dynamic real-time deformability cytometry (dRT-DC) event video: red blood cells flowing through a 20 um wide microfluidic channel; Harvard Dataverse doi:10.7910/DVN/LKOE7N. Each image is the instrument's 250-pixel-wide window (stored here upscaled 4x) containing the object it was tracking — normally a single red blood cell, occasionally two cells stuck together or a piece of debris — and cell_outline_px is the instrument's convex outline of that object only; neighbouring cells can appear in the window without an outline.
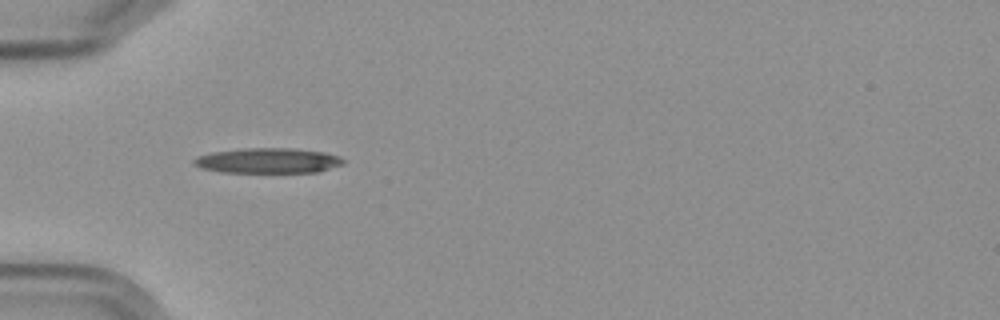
{"species": "Egyptian fruit bat (a non-hibernating species)", "species_latin": "Rousettus aegyptiacus", "temperature_condition": "cold", "stored_images_in_passage": 5, "camera_frame_rate_fps": 3000, "um_per_image_px": 0.085, "frame": {"image": 1, "passage_image": 4, "time_ms": 3.333, "image_size_px": [1000, 320], "cell_outline_px": [[344, 164], [320, 172], [220, 172], [200, 168], [192, 164], [192, 160], [200, 156], [212, 152], [248, 148], [288, 148], [324, 152], [340, 156], [344, 160]], "centroid_in_image_um": [22.79, 13.66], "position_along_channel_um": 62.2, "area_um2": 21.91}}
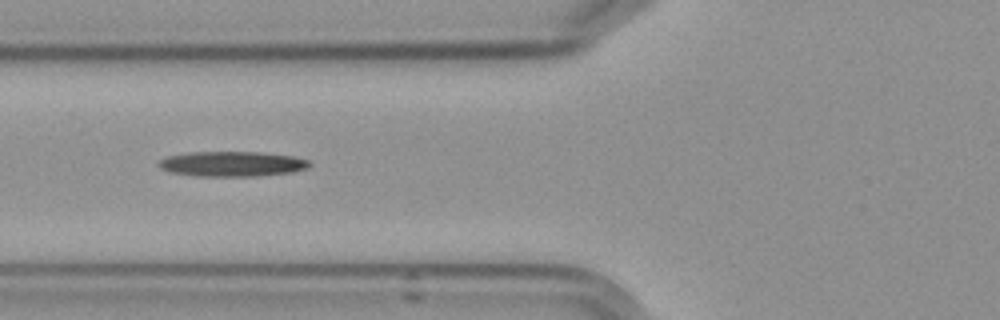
{"frame": {"image": 2, "passage_image": 5, "time_ms": 4.667, "image_size_px": [1000, 320], "cell_outline_px": [[312, 164], [308, 168], [292, 172], [256, 176], [196, 176], [172, 172], [160, 168], [156, 164], [160, 160], [168, 156], [188, 152], [260, 152], [292, 156], [308, 160]], "centroid_in_image_um": [19.73, 13.93], "position_along_channel_um": 106.1, "area_um2": 22.02}}